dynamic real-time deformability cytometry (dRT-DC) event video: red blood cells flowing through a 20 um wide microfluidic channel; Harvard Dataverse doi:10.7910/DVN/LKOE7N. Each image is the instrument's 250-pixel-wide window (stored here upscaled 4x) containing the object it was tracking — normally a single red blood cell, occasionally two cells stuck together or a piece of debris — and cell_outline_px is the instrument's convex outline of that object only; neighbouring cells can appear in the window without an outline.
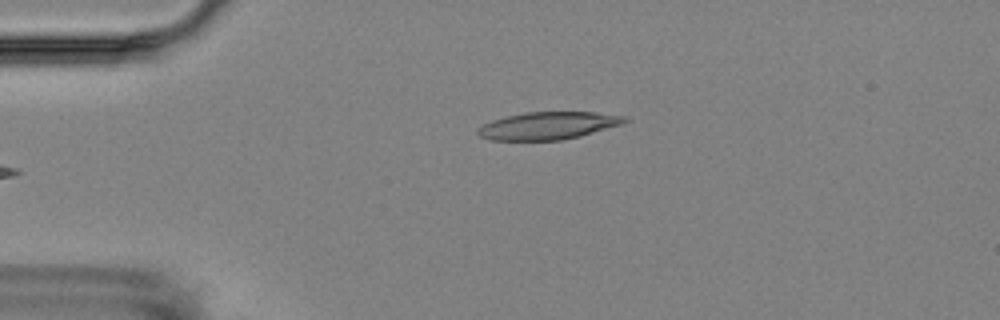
{"species": "Egyptian fruit bat (a non-hibernating species)", "species_latin": "Rousettus aegyptiacus", "temperature_condition": "room temperature", "stored_images_in_passage": 5, "camera_frame_rate_fps": 3000, "um_per_image_px": 0.085, "animal": {"sex": "female"}, "frame": {"image": 1, "passage_image": 5, "time_ms": 6.333, "image_size_px": [1000, 320], "cell_outline_px": [[628, 120], [624, 124], [580, 136], [560, 140], [492, 140], [480, 136], [476, 132], [476, 128], [492, 120], [524, 112], [596, 112], [628, 116]], "centroid_in_image_um": [46.63, 10.67], "position_along_channel_um": 38.4, "area_um2": 23.64}}